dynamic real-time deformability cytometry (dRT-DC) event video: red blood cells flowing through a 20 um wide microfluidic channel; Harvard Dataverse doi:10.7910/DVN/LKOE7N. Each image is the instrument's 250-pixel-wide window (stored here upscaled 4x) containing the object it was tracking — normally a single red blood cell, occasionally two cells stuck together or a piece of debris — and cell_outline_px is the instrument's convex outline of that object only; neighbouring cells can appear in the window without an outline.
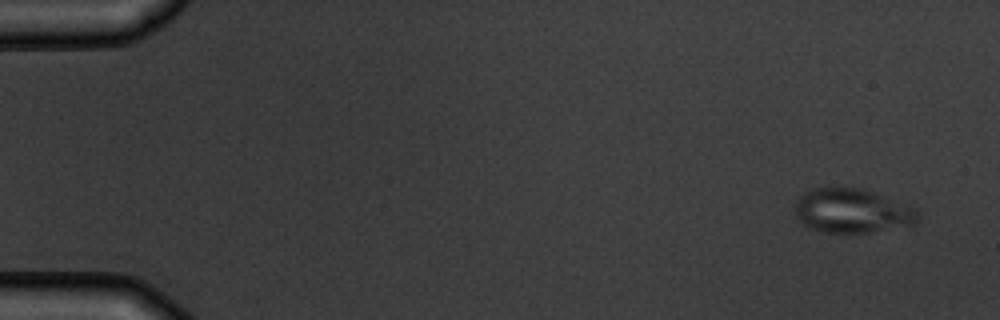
{"species": "common noctule bat (a hibernating species)", "species_latin": "Nyctalus noctula", "temperature_condition": "warm", "stored_images_in_passage": 4, "camera_frame_rate_fps": 3000, "um_per_image_px": 0.085, "animal": {"sex": "male", "body_mass_g": 19.5, "forearm_length_mm": 54.6}, "frame": {"image": 1, "passage_image": 1, "time_ms": 0.0, "image_size_px": [1000, 320], "cell_outline_px": [[920, 216], [916, 224], [868, 232], [824, 232], [812, 228], [804, 224], [792, 212], [796, 200], [800, 196], [816, 188], [860, 188], [876, 192], [912, 204], [920, 212]], "centroid_in_image_um": [72.5, 17.91], "position_along_channel_um": 12.5, "area_um2": 31.96}}